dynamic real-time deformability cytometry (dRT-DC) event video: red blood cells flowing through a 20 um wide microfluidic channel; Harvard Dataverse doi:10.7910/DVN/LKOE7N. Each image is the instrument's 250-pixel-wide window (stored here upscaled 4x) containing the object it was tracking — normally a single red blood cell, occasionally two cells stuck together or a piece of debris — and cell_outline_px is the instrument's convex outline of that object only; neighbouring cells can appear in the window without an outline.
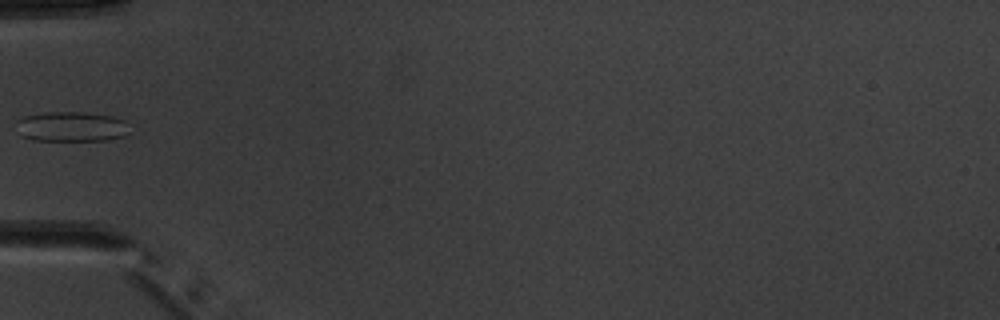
{"species": "common noctule bat (a hibernating species)", "species_latin": "Nyctalus noctula", "temperature_condition": "warm", "stored_images_in_passage": 2, "camera_frame_rate_fps": 3000, "um_per_image_px": 0.085, "animal": {"sex": "male", "body_mass_g": 20.1, "forearm_length_mm": 53.5}, "frame": {"image": 1, "passage_image": 2, "time_ms": 2.0, "image_size_px": [1000, 320], "cell_outline_px": [[128, 132], [124, 136], [108, 140], [32, 140], [20, 136], [16, 132], [16, 120], [24, 116], [44, 112], [80, 112], [112, 116], [124, 120]], "centroid_in_image_um": [5.98, 10.76], "position_along_channel_um": 79.0, "area_um2": 19.88}}